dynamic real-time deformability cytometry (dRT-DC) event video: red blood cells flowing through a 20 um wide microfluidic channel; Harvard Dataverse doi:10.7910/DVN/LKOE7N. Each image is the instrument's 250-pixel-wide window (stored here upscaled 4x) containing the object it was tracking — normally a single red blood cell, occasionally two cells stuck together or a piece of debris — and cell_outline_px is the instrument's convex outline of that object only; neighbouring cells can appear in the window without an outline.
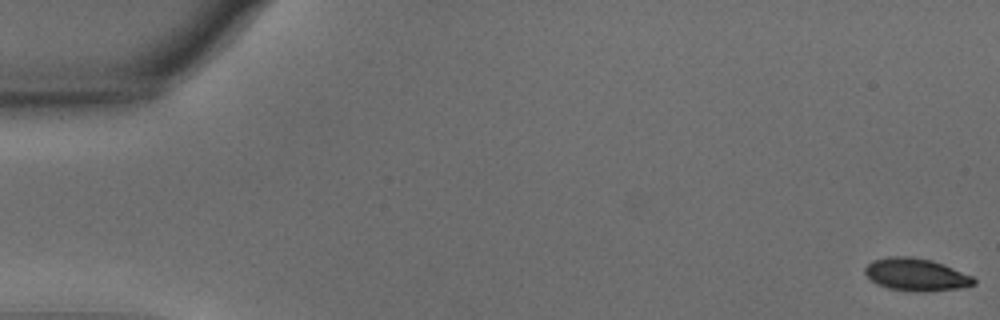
{"species": "common noctule bat (a hibernating species)", "species_latin": "Nyctalus noctula", "temperature_condition": "warm", "stored_images_in_passage": 56, "camera_frame_rate_fps": 3000, "um_per_image_px": 0.085, "animal": {"sex": "male", "body_mass_g": 15.6}, "frame": {"image": 1, "passage_image": 1, "time_ms": 0.0, "image_size_px": [1000, 320], "cell_outline_px": [[976, 284], [960, 288], [924, 292], [916, 292], [888, 288], [876, 284], [864, 272], [864, 268], [872, 260], [888, 256], [908, 256], [932, 260], [944, 264], [972, 276], [976, 280]], "centroid_in_image_um": [77.86, 23.34], "position_along_channel_um": 7.1, "area_um2": 20.75}}
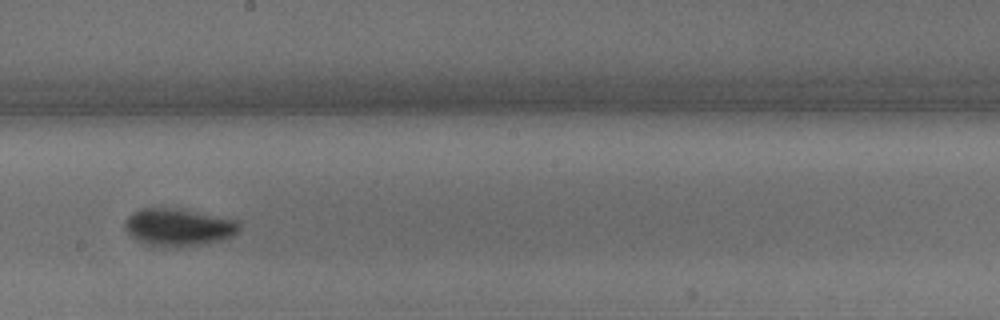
{"frame": {"image": 2, "passage_image": 32, "time_ms": 10.333, "image_size_px": [1000, 320], "cell_outline_px": [[240, 228], [232, 236], [220, 240], [200, 244], [168, 248], [148, 244], [136, 240], [124, 228], [124, 220], [132, 212], [140, 208], [176, 208], [236, 220], [240, 224]], "centroid_in_image_um": [15.11, 19.31], "position_along_channel_um": 233.1, "area_um2": 24.8}}
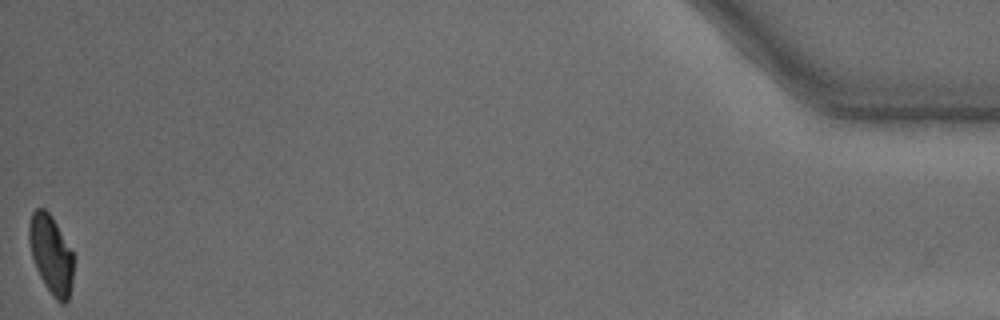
{"frame": {"image": 3, "passage_image": 56, "time_ms": 18.333, "image_size_px": [1000, 320], "cell_outline_px": [[72, 280], [68, 300], [64, 304], [60, 304], [52, 296], [44, 284], [36, 268], [32, 256], [28, 240], [28, 224], [32, 212], [36, 208], [44, 208], [52, 216], [72, 252]], "centroid_in_image_um": [4.31, 21.63], "position_along_channel_um": 430.9, "area_um2": 20.23}, "authors_computed_cell_mechanics": {"area_um2": 22.1952, "velocity_mm_per_s": 3.6541, "shape_relaxation_time_tau1_ms": 3.385, "shape_relaxation_time_tau2_ms": 1.2796, "deformation_change_tau1": 0.1421, "deformation_change_tau2": 0.0616}}